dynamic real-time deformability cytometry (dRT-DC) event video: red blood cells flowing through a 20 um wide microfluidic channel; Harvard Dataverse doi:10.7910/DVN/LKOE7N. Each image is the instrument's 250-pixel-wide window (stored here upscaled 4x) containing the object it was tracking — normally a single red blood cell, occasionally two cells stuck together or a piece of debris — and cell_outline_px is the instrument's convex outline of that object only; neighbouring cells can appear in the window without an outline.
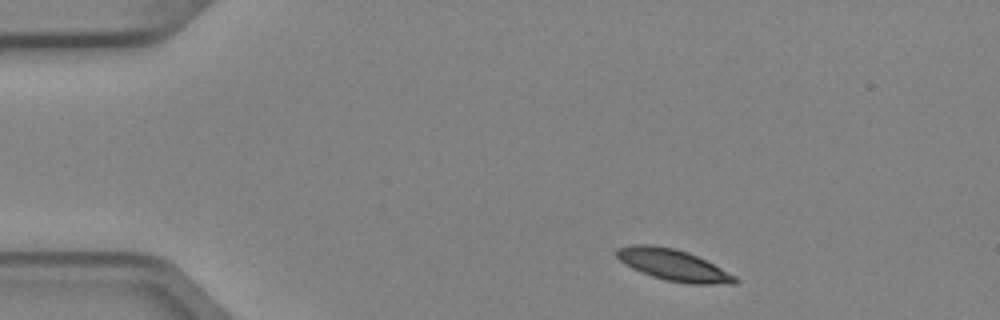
{"species": "Egyptian fruit bat (a non-hibernating species)", "species_latin": "Rousettus aegyptiacus", "temperature_condition": "cold", "stored_images_in_passage": 3, "camera_frame_rate_fps": 3000, "um_per_image_px": 0.085, "animal": {"sex": "female"}, "frame": {"image": 1, "passage_image": 1, "time_ms": 0.0, "image_size_px": [1000, 320], "cell_outline_px": [[740, 280], [736, 284], [688, 284], [668, 280], [652, 276], [632, 268], [620, 260], [612, 252], [616, 248], [632, 244], [652, 244], [676, 248], [688, 252], [736, 276]], "centroid_in_image_um": [57.2, 22.51], "position_along_channel_um": 27.8, "area_um2": 21.68}}